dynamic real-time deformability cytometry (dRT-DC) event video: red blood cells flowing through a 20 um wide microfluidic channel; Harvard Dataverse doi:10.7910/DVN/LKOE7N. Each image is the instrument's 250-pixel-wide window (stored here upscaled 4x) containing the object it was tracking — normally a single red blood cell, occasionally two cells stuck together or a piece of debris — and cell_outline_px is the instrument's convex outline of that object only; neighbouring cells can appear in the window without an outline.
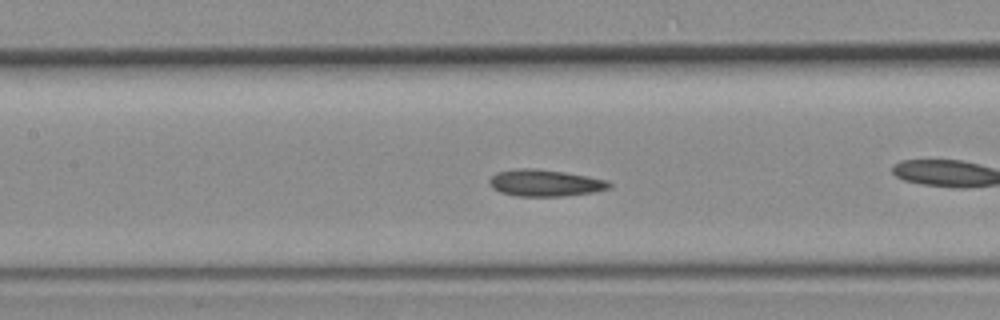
{"species": "common noctule bat (a hibernating species)", "species_latin": "Nyctalus noctula", "temperature_condition": "room temperature", "stored_images_in_passage": 21, "camera_frame_rate_fps": 3000, "um_per_image_px": 0.085, "animal": {"sex": "female", "body_mass_g": 19.3, "forearm_length_mm": 54.1}, "frame": {"image": 1, "passage_image": 7, "time_ms": 2.0, "image_size_px": [1000, 320], "cell_outline_px": [[612, 188], [592, 192], [564, 196], [516, 196], [500, 192], [492, 188], [488, 184], [488, 180], [496, 172], [516, 168], [536, 168], [564, 172], [588, 176], [608, 180], [612, 184]], "centroid_in_image_um": [46.31, 15.54], "position_along_channel_um": 161.1, "area_um2": 18.9}}